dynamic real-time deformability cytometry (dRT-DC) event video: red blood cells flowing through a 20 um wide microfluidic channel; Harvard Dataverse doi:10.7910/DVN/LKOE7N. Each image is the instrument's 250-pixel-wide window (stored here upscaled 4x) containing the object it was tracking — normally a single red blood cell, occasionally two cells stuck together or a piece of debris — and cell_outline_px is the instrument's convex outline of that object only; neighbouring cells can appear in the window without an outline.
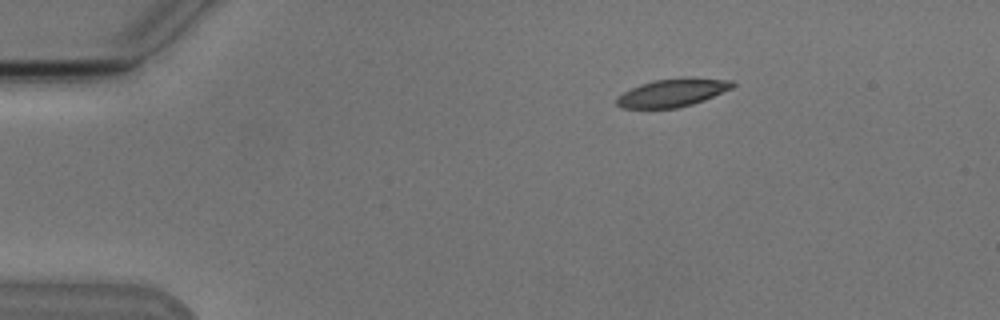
{"species": "Egyptian fruit bat (a non-hibernating species)", "species_latin": "Rousettus aegyptiacus", "temperature_condition": "cold", "stored_images_in_passage": 3, "camera_frame_rate_fps": 3000, "um_per_image_px": 0.085, "animal": {"sex": "male"}, "frame": {"image": 1, "passage_image": 1, "time_ms": 0.0, "image_size_px": [1000, 320], "cell_outline_px": [[736, 84], [732, 88], [704, 100], [692, 104], [676, 108], [624, 108], [616, 104], [616, 100], [624, 92], [640, 84], [656, 80], [732, 80]], "centroid_in_image_um": [57.12, 7.93], "position_along_channel_um": 27.9, "area_um2": 17.8}}
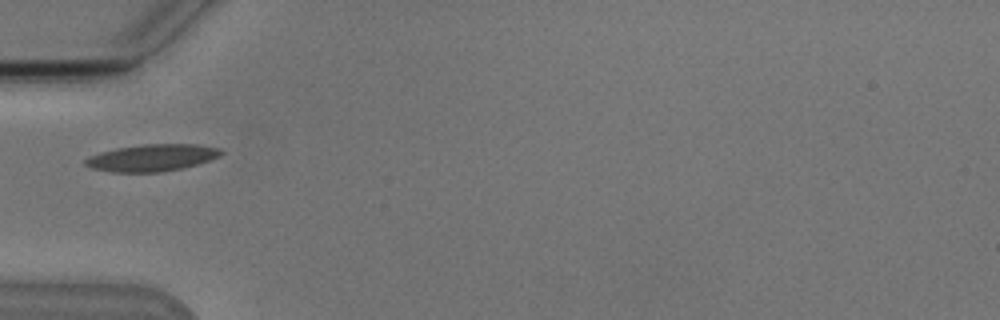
{"frame": {"image": 2, "passage_image": 3, "time_ms": 3.0, "image_size_px": [1000, 320], "cell_outline_px": [[224, 152], [220, 156], [196, 164], [180, 168], [160, 172], [112, 172], [92, 168], [84, 164], [84, 160], [88, 156], [100, 152], [116, 148], [144, 144], [196, 144], [220, 148]], "centroid_in_image_um": [12.89, 13.4], "position_along_channel_um": 72.1, "area_um2": 21.21}}